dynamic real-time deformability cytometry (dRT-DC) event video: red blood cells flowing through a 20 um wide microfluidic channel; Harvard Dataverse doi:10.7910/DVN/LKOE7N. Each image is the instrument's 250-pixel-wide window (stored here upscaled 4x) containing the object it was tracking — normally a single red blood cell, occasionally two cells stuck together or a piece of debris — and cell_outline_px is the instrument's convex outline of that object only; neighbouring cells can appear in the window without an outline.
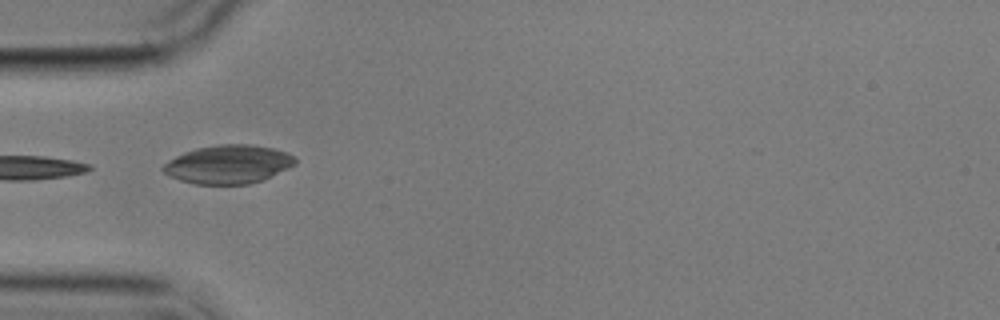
{"species": "common noctule bat (a hibernating species)", "species_latin": "Nyctalus noctula", "temperature_condition": "cold", "stored_images_in_passage": 8, "camera_frame_rate_fps": 3000, "um_per_image_px": 0.085, "animal": {"sex": "male", "body_mass_g": 17.9}, "frame": {"image": 1, "passage_image": 2, "time_ms": 1.333, "image_size_px": [1000, 320], "cell_outline_px": [[296, 164], [264, 180], [248, 184], [196, 184], [180, 180], [164, 172], [160, 168], [164, 164], [176, 156], [184, 152], [196, 148], [216, 144], [252, 144], [272, 148], [284, 152], [292, 156], [296, 160]], "centroid_in_image_um": [19.4, 13.96], "position_along_channel_um": 65.6, "area_um2": 29.54}}
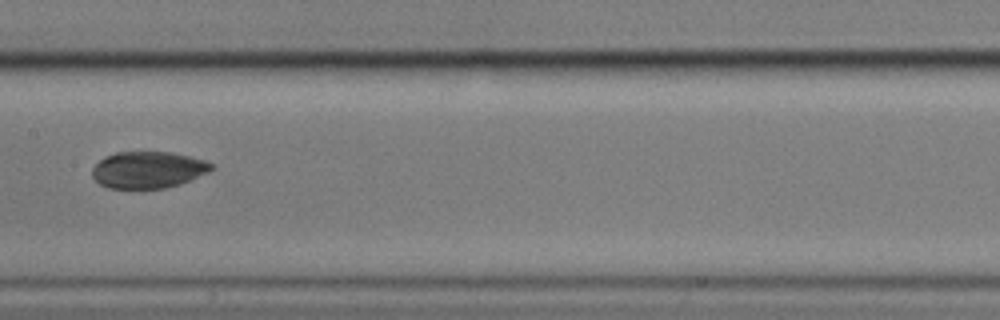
{"frame": {"image": 2, "passage_image": 5, "time_ms": 5.0, "image_size_px": [1000, 320], "cell_outline_px": [[216, 168], [208, 172], [180, 184], [164, 188], [108, 188], [100, 184], [92, 176], [92, 168], [104, 156], [116, 152], [172, 152], [204, 160], [216, 164]], "centroid_in_image_um": [12.6, 14.43], "position_along_channel_um": 194.8, "area_um2": 25.55}}
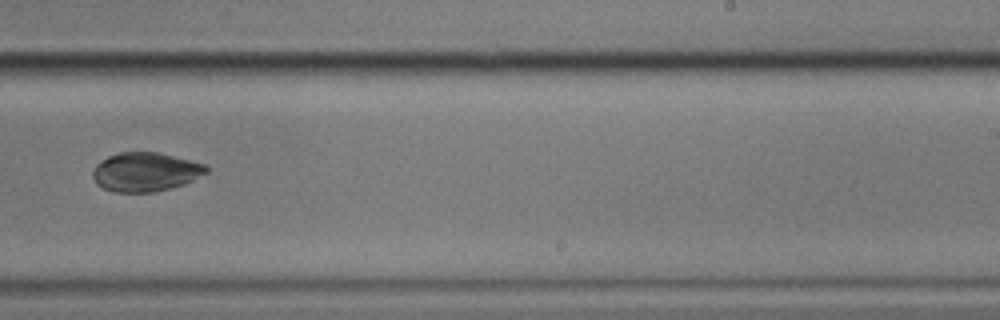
{"frame": {"image": 3, "passage_image": 7, "time_ms": 7.333, "image_size_px": [1000, 320], "cell_outline_px": [[208, 172], [184, 184], [152, 192], [112, 192], [96, 184], [92, 176], [92, 172], [96, 164], [108, 156], [120, 152], [160, 152], [204, 164], [208, 168]], "centroid_in_image_um": [12.33, 14.61], "position_along_channel_um": 276.7, "area_um2": 25.72}}